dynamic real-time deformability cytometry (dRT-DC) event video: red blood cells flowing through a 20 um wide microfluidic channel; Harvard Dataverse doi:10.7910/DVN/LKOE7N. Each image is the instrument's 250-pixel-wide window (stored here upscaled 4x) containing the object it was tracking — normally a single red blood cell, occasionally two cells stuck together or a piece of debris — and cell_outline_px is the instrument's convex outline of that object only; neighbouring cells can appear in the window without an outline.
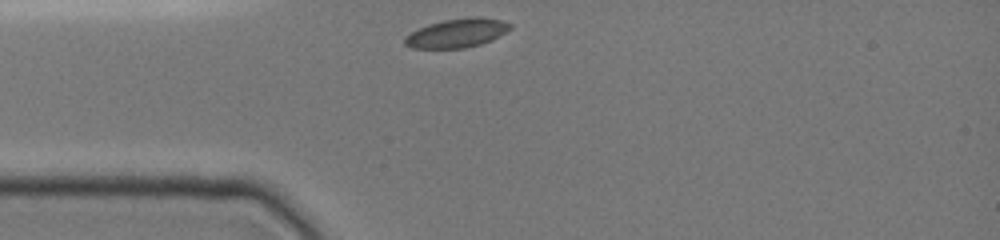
{"species": "common noctule bat (a hibernating species)", "species_latin": "Nyctalus noctula", "temperature_condition": "cold", "stored_images_in_passage": 22, "camera_frame_rate_fps": 3000, "um_per_image_px": 0.085, "animal": {"sex": "female", "body_mass_g": 19.0, "forearm_length_mm": 51.5}, "frame": {"image": 1, "passage_image": 1, "time_ms": 0.0, "image_size_px": [1000, 240], "cell_outline_px": [[512, 28], [492, 40], [480, 44], [464, 48], [412, 48], [404, 44], [404, 40], [412, 32], [428, 24], [444, 20], [468, 16], [480, 16], [500, 20], [512, 24]], "centroid_in_image_um": [38.88, 2.8], "position_along_channel_um": 46.1, "area_um2": 17.69}}
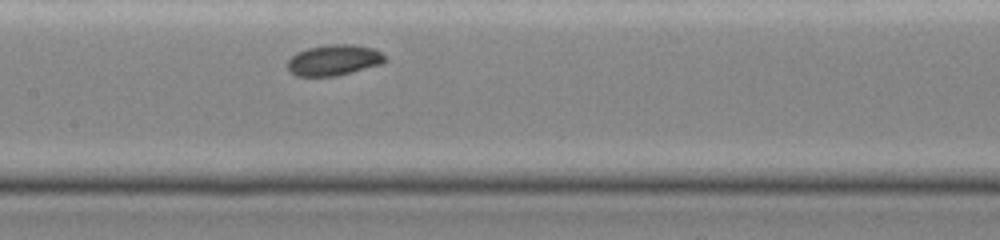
{"frame": {"image": 2, "passage_image": 9, "time_ms": 3.667, "image_size_px": [1000, 240], "cell_outline_px": [[384, 64], [336, 76], [296, 76], [288, 72], [288, 60], [296, 52], [308, 48], [328, 44], [352, 44], [372, 48], [380, 52], [384, 56]], "centroid_in_image_um": [28.36, 5.11], "position_along_channel_um": 179.0, "area_um2": 17.57}}
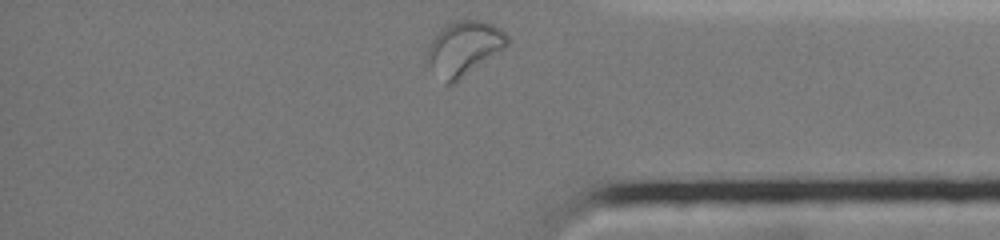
{"frame": {"image": 3, "passage_image": 22, "time_ms": 9.333, "image_size_px": [1000, 240], "cell_outline_px": [[508, 44], [504, 48], [452, 84], [444, 84], [428, 60], [428, 48], [436, 32], [444, 24], [456, 20], [484, 20], [500, 28], [508, 36]], "centroid_in_image_um": [39.44, 4.05], "position_along_channel_um": 395.8, "area_um2": 24.8}, "authors_computed_cell_mechanics": {"area_um2": 17.8313, "velocity_mm_per_s": 3.8771, "shape_relaxation_time_tau1_ms": null, "shape_relaxation_time_tau2_ms": 3.5148, "deformation_change_tau1": null, "deformation_change_tau2": 0.0597}}